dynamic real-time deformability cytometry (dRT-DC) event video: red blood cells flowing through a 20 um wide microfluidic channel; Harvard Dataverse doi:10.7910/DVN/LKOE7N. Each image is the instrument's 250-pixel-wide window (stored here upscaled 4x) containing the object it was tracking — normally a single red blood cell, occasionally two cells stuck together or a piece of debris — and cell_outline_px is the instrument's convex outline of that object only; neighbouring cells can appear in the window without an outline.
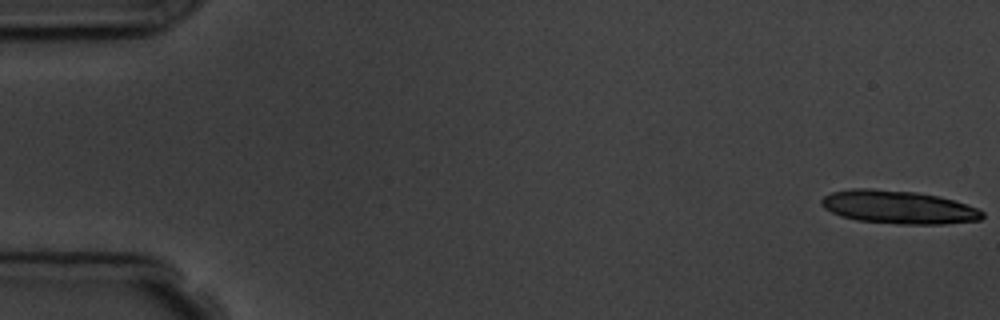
{"species": "common noctule bat (a hibernating species)", "species_latin": "Nyctalus noctula", "temperature_condition": "room temperature", "stored_images_in_passage": 9, "camera_frame_rate_fps": 3000, "um_per_image_px": 0.085, "animal": {"sex": "male", "body_mass_g": 19.5, "forearm_length_mm": 54.6}, "frame": {"image": 1, "passage_image": 1, "time_ms": 0.0, "image_size_px": [1000, 320], "cell_outline_px": [[984, 216], [980, 220], [944, 224], [900, 224], [856, 220], [840, 216], [824, 208], [820, 204], [820, 200], [824, 196], [832, 192], [848, 188], [872, 188], [916, 192], [940, 196], [980, 208], [984, 212]], "centroid_in_image_um": [76.37, 17.6], "position_along_channel_um": 8.6, "area_um2": 31.5}}
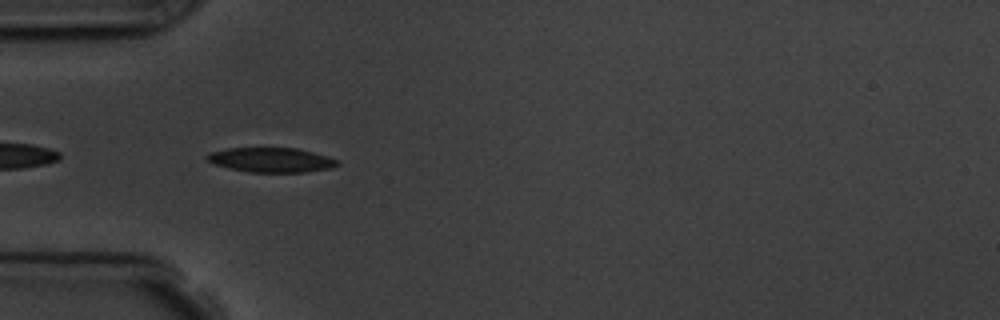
{"frame": {"image": 2, "passage_image": 6, "time_ms": 5.667, "image_size_px": [1000, 320], "cell_outline_px": [[340, 164], [332, 168], [308, 172], [248, 172], [216, 164], [208, 160], [204, 156], [212, 152], [228, 148], [296, 148], [312, 152], [340, 160]], "centroid_in_image_um": [23.12, 13.6], "position_along_channel_um": 61.9, "area_um2": 18.55}}
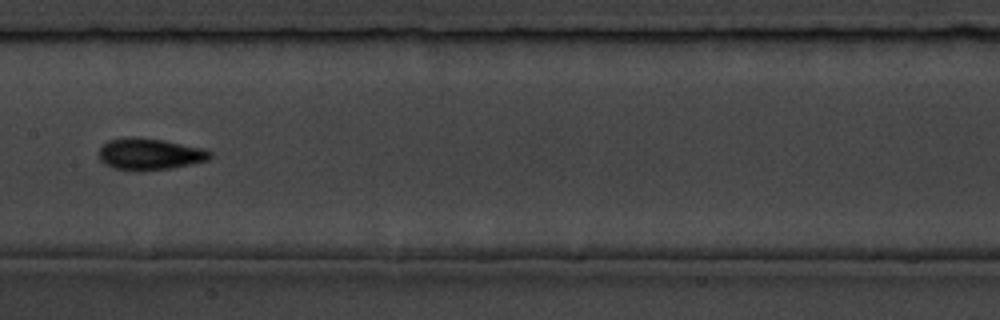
{"frame": {"image": 3, "passage_image": 9, "time_ms": 9.333, "image_size_px": [1000, 320], "cell_outline_px": [[212, 156], [208, 160], [172, 168], [140, 172], [136, 172], [112, 168], [104, 164], [100, 160], [100, 148], [108, 140], [136, 136], [164, 140], [200, 148], [212, 152]], "centroid_in_image_um": [12.69, 13.12], "position_along_channel_um": 194.7, "area_um2": 20.63}}